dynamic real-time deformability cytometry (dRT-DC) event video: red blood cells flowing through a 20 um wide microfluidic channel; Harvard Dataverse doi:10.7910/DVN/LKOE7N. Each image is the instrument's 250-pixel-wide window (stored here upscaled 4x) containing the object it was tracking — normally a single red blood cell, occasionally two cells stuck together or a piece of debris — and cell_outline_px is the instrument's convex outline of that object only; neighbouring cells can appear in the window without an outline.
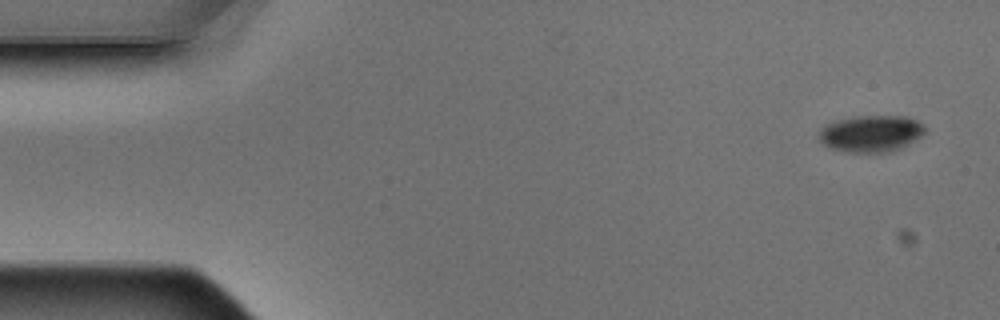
{"species": "Egyptian fruit bat (a non-hibernating species)", "species_latin": "Rousettus aegyptiacus", "temperature_condition": "warm", "stored_images_in_passage": 5, "camera_frame_rate_fps": 3000, "um_per_image_px": 0.085, "animal": {"sex": "male"}, "frame": {"image": 1, "passage_image": 1, "time_ms": 0.0, "image_size_px": [1000, 320], "cell_outline_px": [[928, 128], [920, 136], [900, 148], [888, 152], [848, 152], [828, 148], [820, 144], [816, 136], [820, 128], [836, 120], [856, 116], [908, 116], [924, 124]], "centroid_in_image_um": [73.98, 11.35], "position_along_channel_um": 11.0, "area_um2": 22.95}}
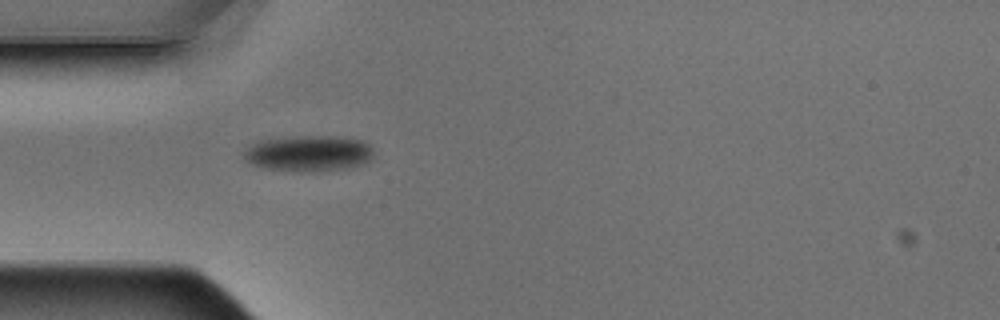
{"frame": {"image": 2, "passage_image": 5, "time_ms": 1.333, "image_size_px": [1000, 320], "cell_outline_px": [[372, 160], [360, 164], [344, 168], [268, 168], [252, 164], [244, 156], [244, 152], [252, 144], [260, 140], [296, 136], [344, 136], [364, 140], [372, 148]], "centroid_in_image_um": [26.3, 12.95], "position_along_channel_um": 58.7, "area_um2": 25.84}}